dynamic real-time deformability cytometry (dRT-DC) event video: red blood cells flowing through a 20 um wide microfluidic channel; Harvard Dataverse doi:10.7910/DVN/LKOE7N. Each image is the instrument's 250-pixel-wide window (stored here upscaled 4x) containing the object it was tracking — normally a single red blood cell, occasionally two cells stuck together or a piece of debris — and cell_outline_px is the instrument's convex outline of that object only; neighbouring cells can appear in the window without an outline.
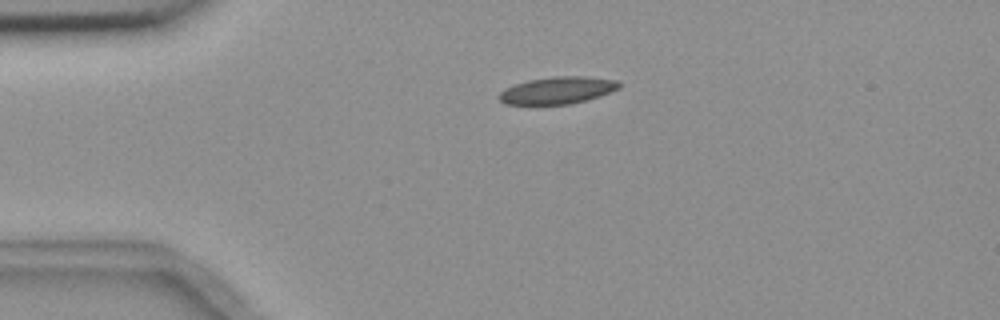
{"species": "common noctule bat (a hibernating species)", "species_latin": "Nyctalus noctula", "temperature_condition": "room temperature", "stored_images_in_passage": 3, "camera_frame_rate_fps": 3000, "um_per_image_px": 0.085, "animal": {"sex": "female", "body_mass_g": 18.4}, "frame": {"image": 1, "passage_image": 2, "time_ms": 2.0, "image_size_px": [1000, 320], "cell_outline_px": [[620, 88], [600, 96], [588, 100], [568, 104], [504, 104], [496, 96], [504, 88], [528, 80], [556, 76], [584, 76], [616, 80], [620, 84]], "centroid_in_image_um": [47.37, 7.68], "position_along_channel_um": 37.6, "area_um2": 18.96}}